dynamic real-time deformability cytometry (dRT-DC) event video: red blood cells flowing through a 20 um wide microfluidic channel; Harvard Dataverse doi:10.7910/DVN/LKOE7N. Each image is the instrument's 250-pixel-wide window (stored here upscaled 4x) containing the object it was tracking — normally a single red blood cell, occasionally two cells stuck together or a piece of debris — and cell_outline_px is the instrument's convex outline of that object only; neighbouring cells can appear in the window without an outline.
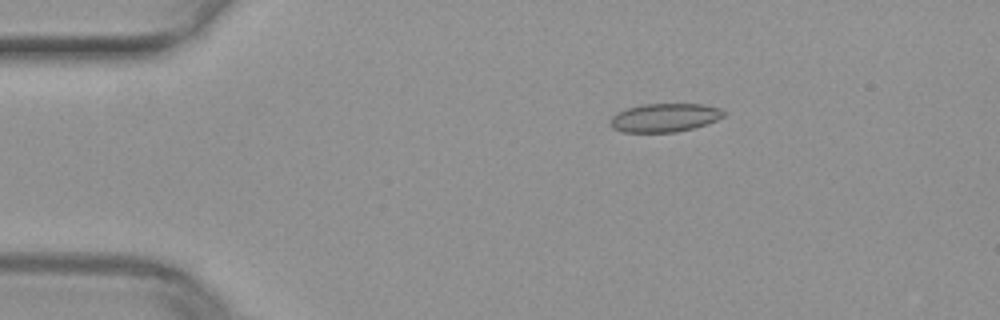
{"species": "common noctule bat (a hibernating species)", "species_latin": "Nyctalus noctula", "temperature_condition": "warm", "stored_images_in_passage": 42, "camera_frame_rate_fps": 3000, "um_per_image_px": 0.085, "animal": {"sex": "female", "body_mass_g": 29.2, "forearm_length_mm": 56.3}, "frame": {"image": 1, "passage_image": 1, "time_ms": 0.0, "image_size_px": [1000, 320], "cell_outline_px": [[728, 112], [724, 116], [716, 120], [692, 128], [676, 132], [624, 132], [612, 128], [608, 124], [612, 116], [616, 112], [628, 108], [644, 104], [704, 104], [720, 108]], "centroid_in_image_um": [56.48, 9.99], "position_along_channel_um": 28.5, "area_um2": 18.9}}
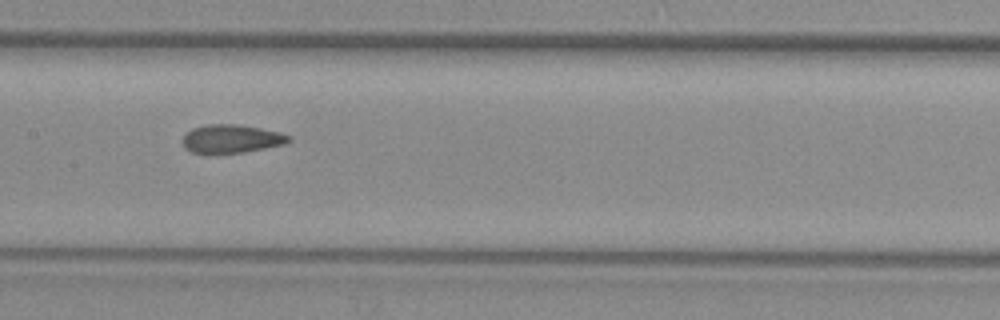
{"frame": {"image": 2, "passage_image": 17, "time_ms": 5.333, "image_size_px": [1000, 320], "cell_outline_px": [[292, 140], [284, 144], [244, 152], [192, 152], [184, 148], [184, 136], [192, 128], [208, 124], [236, 124], [260, 128], [280, 132], [292, 136]], "centroid_in_image_um": [19.72, 11.78], "position_along_channel_um": 187.7, "area_um2": 17.22}}
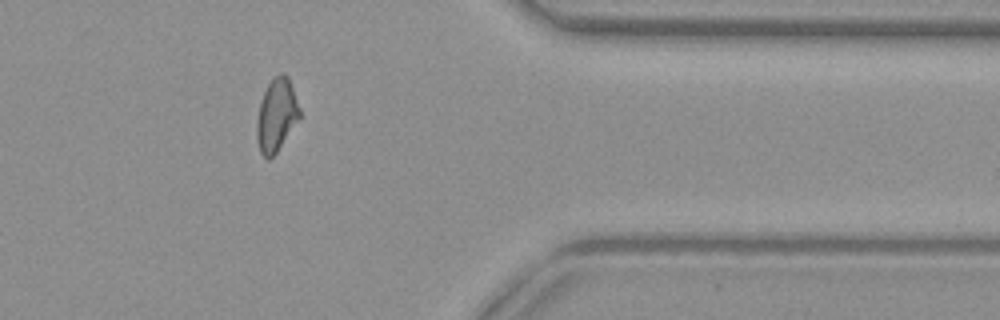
{"frame": {"image": 3, "passage_image": 33, "time_ms": 10.667, "image_size_px": [1000, 320], "cell_outline_px": [[300, 116], [276, 152], [268, 160], [260, 152], [256, 140], [256, 120], [260, 104], [264, 92], [268, 84], [280, 72], [284, 72], [288, 76], [300, 108]], "centroid_in_image_um": [23.48, 9.77], "position_along_channel_um": 387.9, "area_um2": 17.92}}